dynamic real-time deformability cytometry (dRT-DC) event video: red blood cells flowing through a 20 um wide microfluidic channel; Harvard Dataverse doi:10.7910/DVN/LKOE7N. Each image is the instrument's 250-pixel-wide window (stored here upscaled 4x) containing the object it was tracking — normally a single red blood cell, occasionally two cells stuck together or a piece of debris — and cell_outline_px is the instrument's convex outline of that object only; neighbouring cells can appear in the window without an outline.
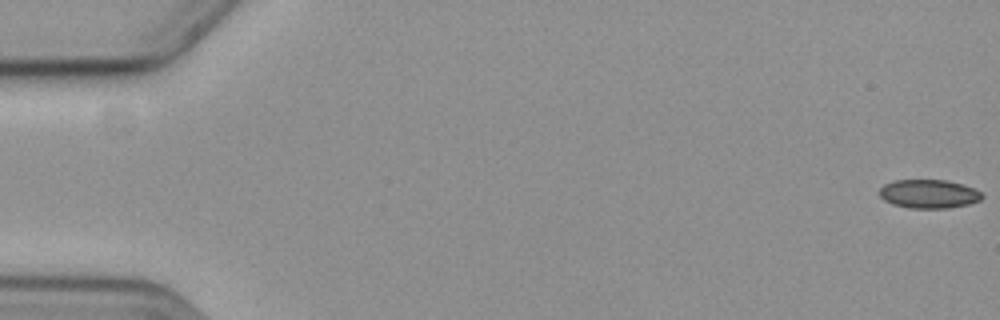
{"species": "common noctule bat (a hibernating species)", "species_latin": "Nyctalus noctula", "temperature_condition": "cold", "stored_images_in_passage": 59, "camera_frame_rate_fps": 3000, "um_per_image_px": 0.085, "animal": {"sex": "female", "body_mass_g": 19.3, "forearm_length_mm": 54.1}, "frame": {"image": 1, "passage_image": 1, "time_ms": 0.0, "image_size_px": [1000, 320], "cell_outline_px": [[984, 196], [980, 200], [968, 204], [948, 208], [908, 208], [892, 204], [884, 200], [880, 196], [880, 188], [884, 184], [892, 180], [948, 180], [972, 188], [980, 192]], "centroid_in_image_um": [78.92, 16.48], "position_along_channel_um": 6.1, "area_um2": 17.11}}
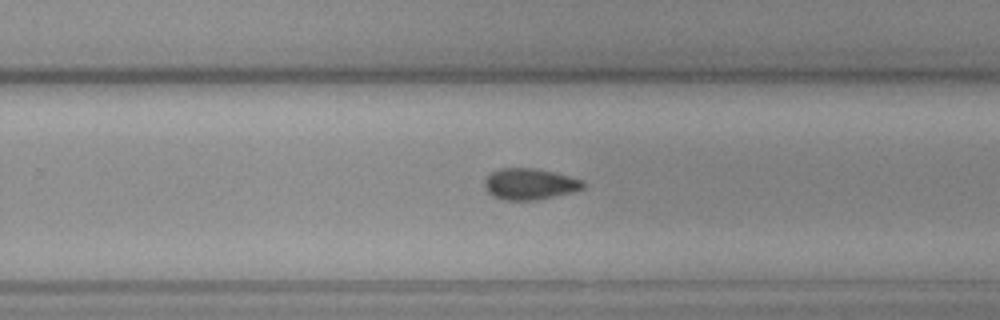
{"frame": {"image": 2, "passage_image": 38, "time_ms": 12.333, "image_size_px": [1000, 320], "cell_outline_px": [[584, 188], [572, 192], [536, 200], [504, 200], [492, 196], [484, 188], [484, 180], [492, 172], [500, 168], [536, 168], [568, 176], [580, 180], [584, 184]], "centroid_in_image_um": [44.97, 15.65], "position_along_channel_um": 284.8, "area_um2": 17.8}}
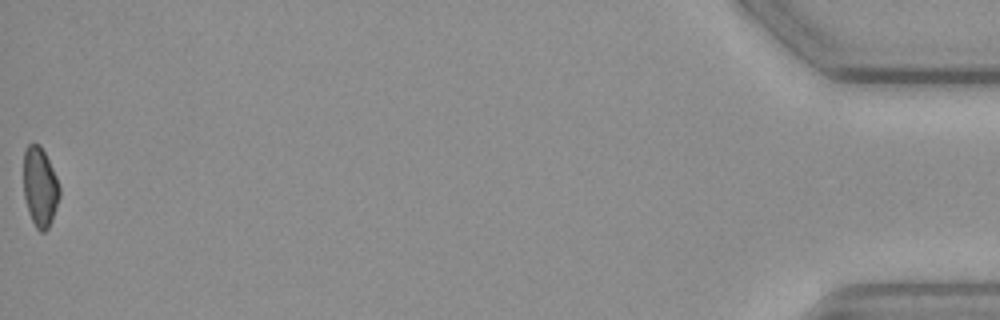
{"frame": {"image": 3, "passage_image": 59, "time_ms": 19.333, "image_size_px": [1000, 320], "cell_outline_px": [[60, 196], [52, 220], [48, 228], [44, 232], [40, 232], [36, 228], [28, 212], [24, 196], [24, 148], [28, 144], [40, 144], [56, 176], [60, 188]], "centroid_in_image_um": [3.39, 15.9], "position_along_channel_um": 431.8, "area_um2": 16.65}}